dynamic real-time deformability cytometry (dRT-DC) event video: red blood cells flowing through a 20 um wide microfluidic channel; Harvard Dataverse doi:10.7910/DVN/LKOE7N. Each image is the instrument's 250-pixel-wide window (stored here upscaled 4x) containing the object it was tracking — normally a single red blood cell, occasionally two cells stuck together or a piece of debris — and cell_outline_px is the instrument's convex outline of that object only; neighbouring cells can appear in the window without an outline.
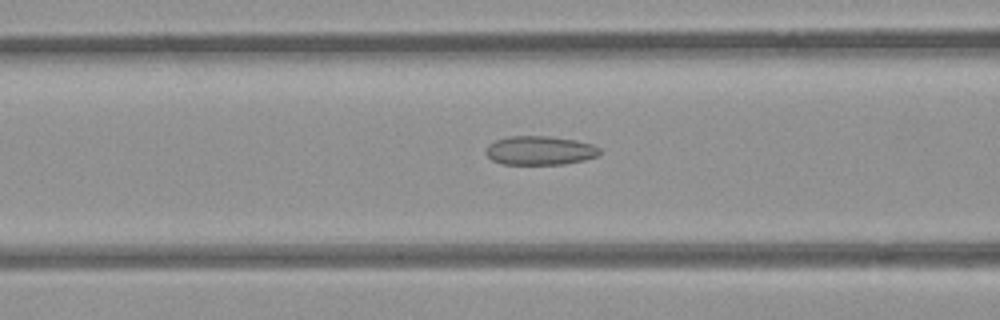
{"species": "common noctule bat (a hibernating species)", "species_latin": "Nyctalus noctula", "temperature_condition": "room temperature", "stored_images_in_passage": 48, "camera_frame_rate_fps": 3000, "um_per_image_px": 0.085, "animal": {"sex": "female", "body_mass_g": 21.9}, "frame": {"image": 1, "passage_image": 17, "time_ms": 5.333, "image_size_px": [1000, 320], "cell_outline_px": [[600, 152], [596, 156], [584, 160], [564, 164], [500, 164], [492, 160], [484, 152], [488, 144], [496, 140], [508, 136], [548, 136], [576, 140], [592, 144], [600, 148]], "centroid_in_image_um": [45.86, 12.79], "position_along_channel_um": 120.7, "area_um2": 19.25}}
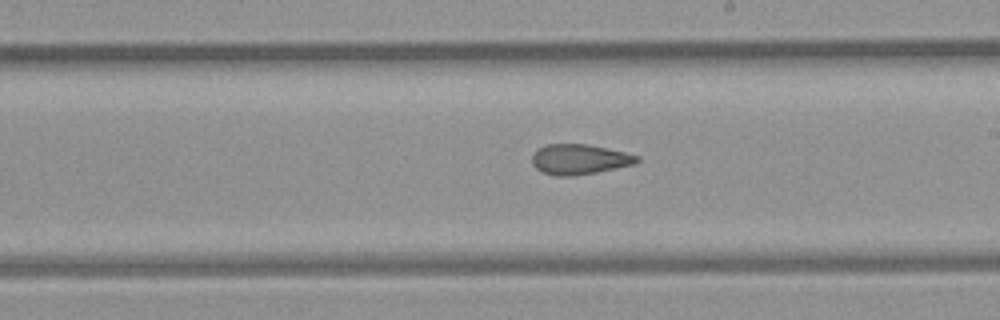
{"frame": {"image": 2, "passage_image": 26, "time_ms": 8.333, "image_size_px": [1000, 320], "cell_outline_px": [[640, 160], [636, 164], [596, 172], [572, 176], [556, 176], [540, 172], [532, 164], [532, 156], [540, 148], [548, 144], [584, 144], [624, 152], [640, 156]], "centroid_in_image_um": [49.25, 13.56], "position_along_channel_um": 239.7, "area_um2": 18.32}}
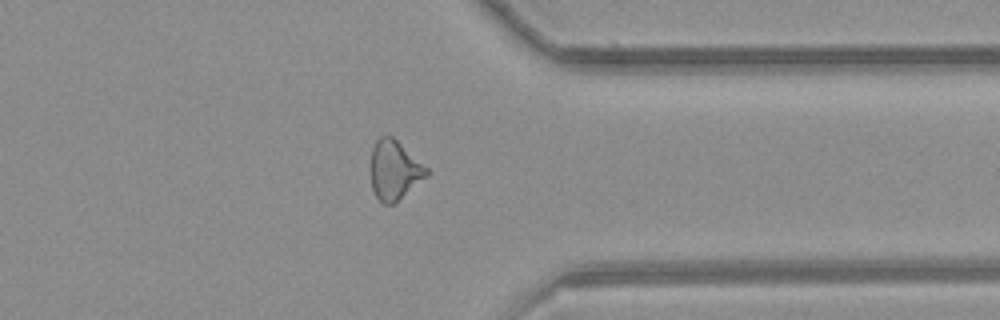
{"frame": {"image": 3, "passage_image": 37, "time_ms": 12.0, "image_size_px": [1000, 320], "cell_outline_px": [[428, 176], [392, 204], [384, 204], [376, 196], [372, 188], [372, 148], [376, 140], [380, 136], [392, 136], [428, 168]], "centroid_in_image_um": [33.53, 14.45], "position_along_channel_um": 377.9, "area_um2": 18.84}, "authors_computed_cell_mechanics": {"area_um2": 19.2763, "velocity_mm_per_s": 3.9678, "shape_relaxation_time_tau1_ms": null, "shape_relaxation_time_tau2_ms": 2.6719, "deformation_change_tau1": null, "deformation_change_tau2": 0.1004}}